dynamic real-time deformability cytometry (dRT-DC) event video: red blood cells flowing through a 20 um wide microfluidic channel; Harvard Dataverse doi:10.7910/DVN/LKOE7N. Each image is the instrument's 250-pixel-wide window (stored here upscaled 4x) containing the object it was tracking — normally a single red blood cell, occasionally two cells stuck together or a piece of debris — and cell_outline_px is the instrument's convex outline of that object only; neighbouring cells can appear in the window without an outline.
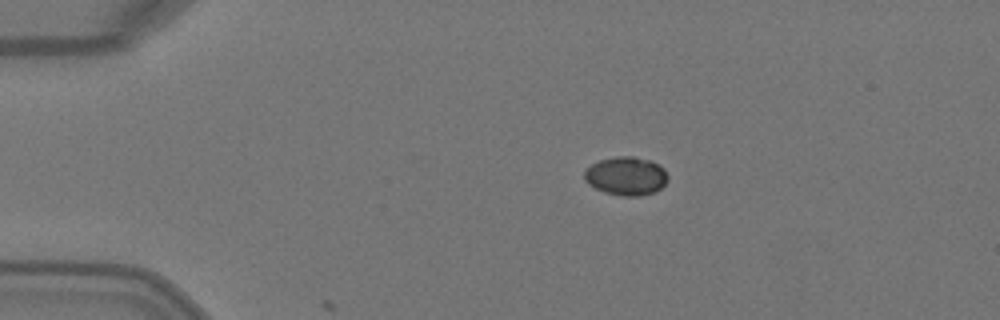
{"species": "Egyptian fruit bat (a non-hibernating species)", "species_latin": "Rousettus aegyptiacus", "temperature_condition": "warm", "stored_images_in_passage": 4, "camera_frame_rate_fps": 3000, "um_per_image_px": 0.085, "animal": {"sex": "female"}, "frame": {"image": 1, "passage_image": 1, "time_ms": 0.0, "image_size_px": [1000, 320], "cell_outline_px": [[668, 180], [660, 188], [652, 192], [640, 196], [620, 196], [604, 192], [588, 184], [584, 180], [584, 172], [592, 164], [600, 160], [616, 156], [636, 156], [652, 160], [660, 164], [664, 168], [668, 176]], "centroid_in_image_um": [53.24, 14.95], "position_along_channel_um": 31.8, "area_um2": 18.9}}
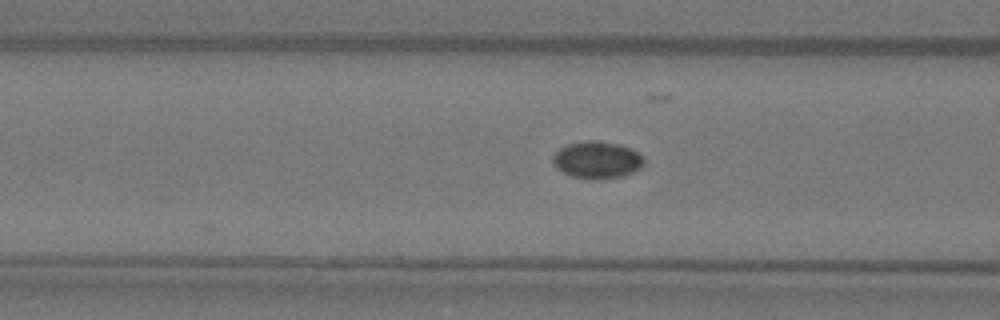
{"frame": {"image": 2, "passage_image": 4, "time_ms": 1.0, "image_size_px": [1000, 320], "cell_outline_px": [[644, 164], [640, 168], [624, 176], [604, 180], [588, 180], [572, 176], [556, 168], [552, 160], [552, 156], [560, 148], [568, 144], [588, 140], [600, 140], [620, 144], [636, 152], [644, 160]], "centroid_in_image_um": [50.73, 13.61], "position_along_channel_um": 115.9, "area_um2": 19.88}}